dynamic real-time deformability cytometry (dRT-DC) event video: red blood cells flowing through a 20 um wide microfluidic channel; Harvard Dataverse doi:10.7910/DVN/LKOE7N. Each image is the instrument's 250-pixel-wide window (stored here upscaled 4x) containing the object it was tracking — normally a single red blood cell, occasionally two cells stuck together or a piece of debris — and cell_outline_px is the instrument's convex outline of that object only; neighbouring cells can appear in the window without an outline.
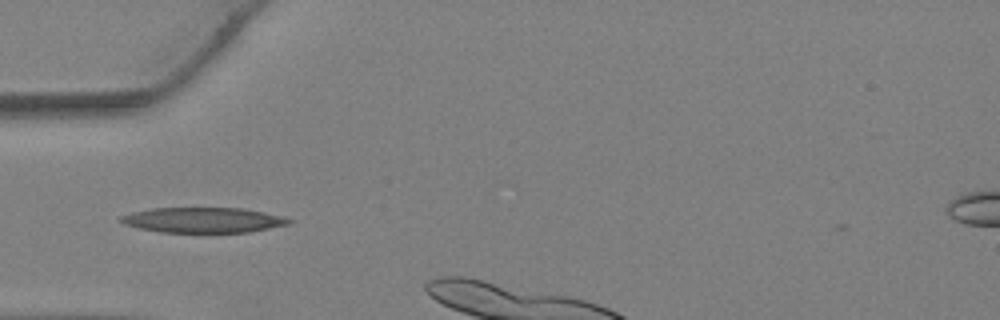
{"species": "Egyptian fruit bat (a non-hibernating species)", "species_latin": "Rousettus aegyptiacus", "temperature_condition": "warm", "stored_images_in_passage": 6, "camera_frame_rate_fps": 3000, "um_per_image_px": 0.085, "animal": {"sex": "female"}, "frame": {"image": 1, "passage_image": 1, "time_ms": 0.0, "image_size_px": [1000, 320], "cell_outline_px": [[296, 220], [288, 224], [248, 232], [160, 232], [140, 228], [124, 224], [120, 220], [120, 216], [132, 212], [152, 208], [240, 208], [264, 212], [284, 216]], "centroid_in_image_um": [17.29, 18.7], "position_along_channel_um": 67.7, "area_um2": 24.62}}
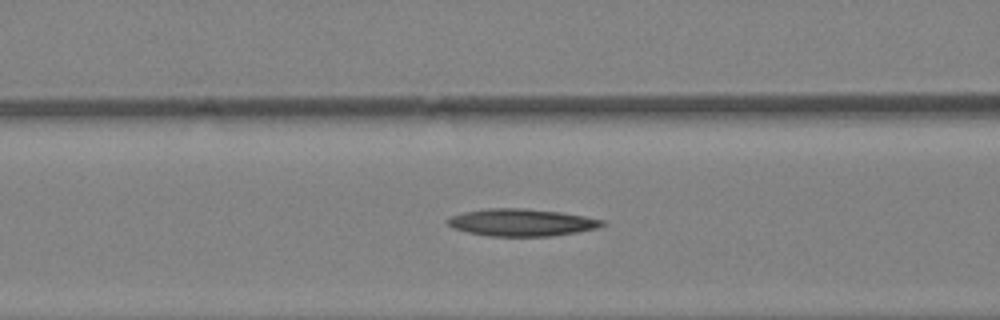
{"frame": {"image": 2, "passage_image": 4, "time_ms": 1.0, "image_size_px": [1000, 320], "cell_outline_px": [[604, 224], [596, 228], [576, 232], [548, 236], [488, 236], [468, 232], [452, 228], [444, 220], [448, 216], [464, 212], [488, 208], [524, 208], [560, 212], [584, 216], [604, 220]], "centroid_in_image_um": [44.26, 18.9], "position_along_channel_um": 122.3, "area_um2": 24.51}}